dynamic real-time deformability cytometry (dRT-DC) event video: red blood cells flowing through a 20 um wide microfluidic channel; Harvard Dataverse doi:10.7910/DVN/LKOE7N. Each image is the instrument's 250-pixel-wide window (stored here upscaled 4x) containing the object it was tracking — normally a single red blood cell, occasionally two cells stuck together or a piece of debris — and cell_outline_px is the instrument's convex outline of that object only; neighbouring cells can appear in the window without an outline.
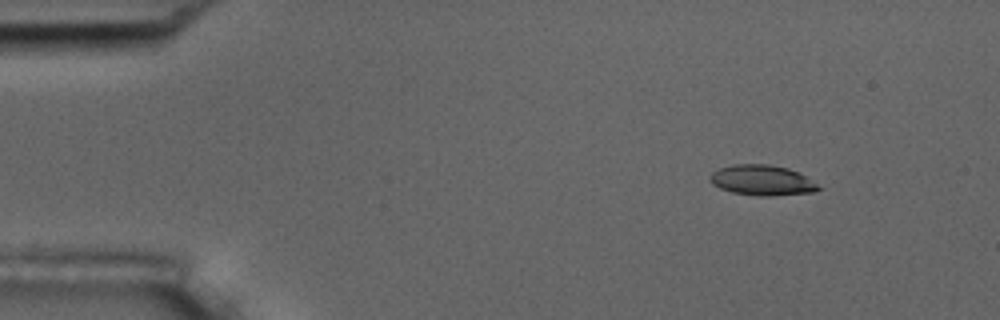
{"species": "common noctule bat (a hibernating species)", "species_latin": "Nyctalus noctula", "temperature_condition": "room temperature", "stored_images_in_passage": 6, "camera_frame_rate_fps": 3000, "um_per_image_px": 0.085, "animal": {"sex": "male", "body_mass_g": 17.5, "forearm_length_mm": 52.3}, "frame": {"image": 1, "passage_image": 1, "time_ms": 0.0, "image_size_px": [1000, 320], "cell_outline_px": [[824, 188], [812, 192], [772, 196], [756, 196], [732, 192], [720, 188], [712, 184], [708, 180], [708, 176], [712, 172], [720, 168], [732, 164], [768, 164], [788, 168], [800, 172]], "centroid_in_image_um": [64.78, 15.32], "position_along_channel_um": 20.2, "area_um2": 19.48}}
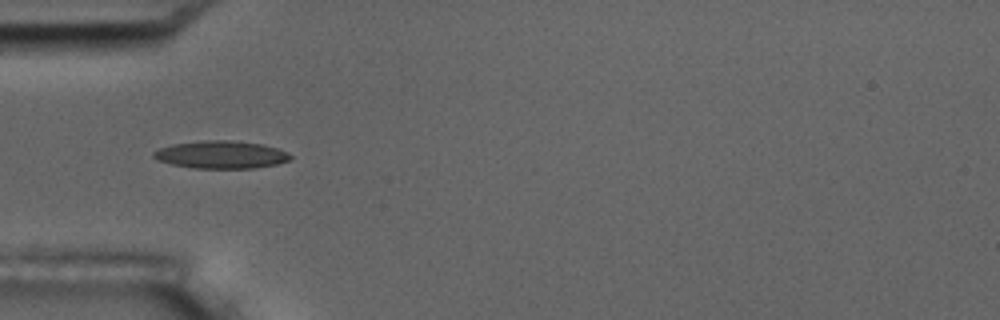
{"frame": {"image": 2, "passage_image": 4, "time_ms": 3.667, "image_size_px": [1000, 320], "cell_outline_px": [[292, 160], [276, 164], [256, 168], [192, 168], [172, 164], [156, 160], [152, 156], [152, 152], [160, 148], [172, 144], [208, 140], [232, 140], [260, 144], [276, 148], [288, 152], [292, 156]], "centroid_in_image_um": [18.79, 13.15], "position_along_channel_um": 66.2, "area_um2": 22.08}}